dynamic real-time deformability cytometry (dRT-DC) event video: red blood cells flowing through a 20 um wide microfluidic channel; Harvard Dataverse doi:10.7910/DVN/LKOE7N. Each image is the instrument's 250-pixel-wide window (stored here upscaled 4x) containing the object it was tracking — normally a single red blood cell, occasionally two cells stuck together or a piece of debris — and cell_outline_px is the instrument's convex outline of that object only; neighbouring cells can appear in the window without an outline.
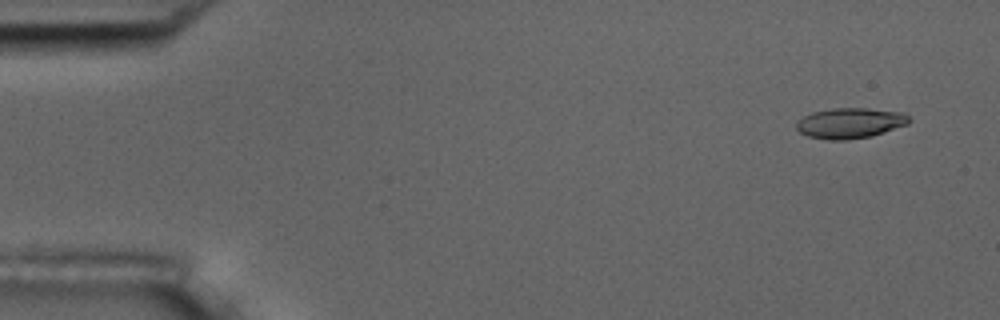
{"species": "common noctule bat (a hibernating species)", "species_latin": "Nyctalus noctula", "temperature_condition": "room temperature", "stored_images_in_passage": 4, "camera_frame_rate_fps": 3000, "um_per_image_px": 0.085, "animal": {"sex": "male", "body_mass_g": 17.5, "forearm_length_mm": 52.3}, "frame": {"image": 1, "passage_image": 1, "time_ms": 0.0, "image_size_px": [1000, 320], "cell_outline_px": [[912, 120], [908, 124], [872, 136], [848, 140], [828, 140], [808, 136], [800, 132], [796, 128], [796, 120], [812, 112], [832, 108], [868, 108], [904, 112]], "centroid_in_image_um": [72.26, 10.46], "position_along_channel_um": 12.7, "area_um2": 20.23}}
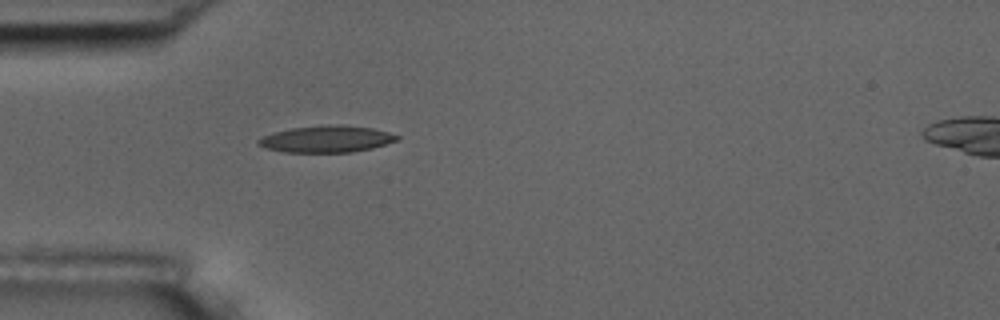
{"frame": {"image": 2, "passage_image": 4, "time_ms": 4.333, "image_size_px": [1000, 320], "cell_outline_px": [[400, 140], [372, 148], [352, 152], [280, 152], [264, 148], [256, 144], [256, 140], [272, 132], [292, 128], [328, 124], [340, 124], [372, 128], [388, 132], [400, 136]], "centroid_in_image_um": [27.73, 11.82], "position_along_channel_um": 57.3, "area_um2": 21.85}}